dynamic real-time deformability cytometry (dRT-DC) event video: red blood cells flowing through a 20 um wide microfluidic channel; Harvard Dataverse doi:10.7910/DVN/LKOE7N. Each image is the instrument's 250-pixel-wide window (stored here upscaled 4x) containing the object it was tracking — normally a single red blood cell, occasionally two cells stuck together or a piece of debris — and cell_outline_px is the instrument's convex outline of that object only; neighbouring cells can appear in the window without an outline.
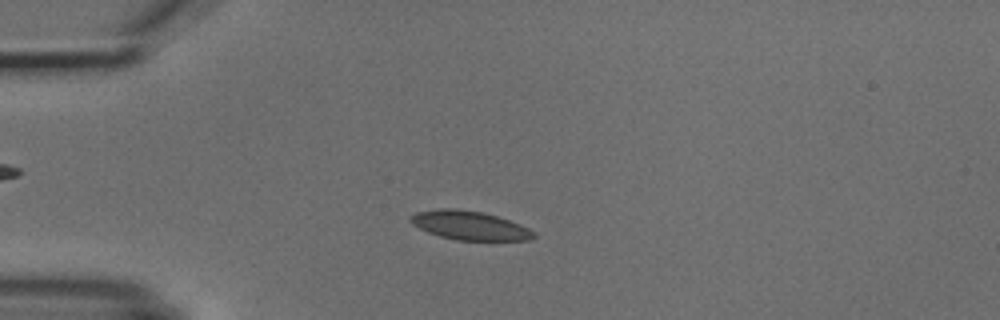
{"species": "common noctule bat (a hibernating species)", "species_latin": "Nyctalus noctula", "temperature_condition": "cold", "stored_images_in_passage": 6, "camera_frame_rate_fps": 3000, "um_per_image_px": 0.085, "animal": {"sex": "male", "body_mass_g": 18.8}, "frame": {"image": 1, "passage_image": 3, "time_ms": 2.333, "image_size_px": [1000, 320], "cell_outline_px": [[536, 236], [528, 240], [456, 240], [440, 236], [428, 232], [412, 224], [408, 220], [408, 216], [416, 212], [440, 208], [452, 208], [484, 212], [520, 224], [536, 232]], "centroid_in_image_um": [39.89, 19.15], "position_along_channel_um": 45.1, "area_um2": 20.75}}
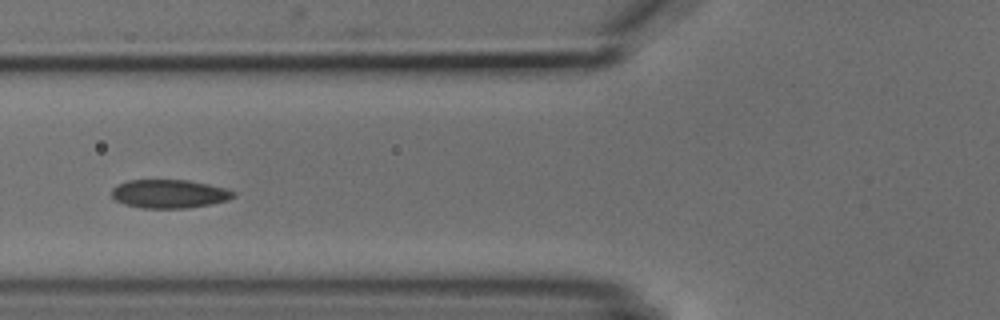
{"frame": {"image": 2, "passage_image": 5, "time_ms": 4.667, "image_size_px": [1000, 320], "cell_outline_px": [[236, 196], [228, 200], [212, 204], [188, 208], [144, 208], [124, 204], [116, 200], [112, 196], [112, 188], [116, 184], [128, 180], [188, 180], [208, 184], [224, 188], [236, 192]], "centroid_in_image_um": [14.39, 16.47], "position_along_channel_um": 111.4, "area_um2": 20.35}}
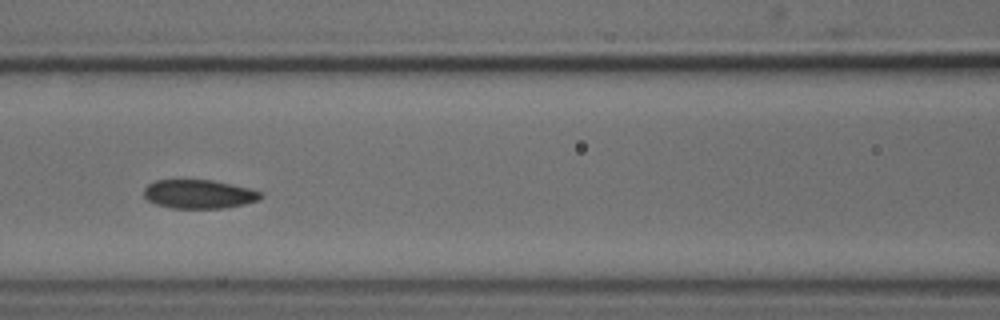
{"frame": {"image": 3, "passage_image": 6, "time_ms": 5.667, "image_size_px": [1000, 320], "cell_outline_px": [[264, 196], [260, 200], [244, 204], [224, 208], [172, 208], [156, 204], [148, 200], [144, 196], [144, 188], [148, 184], [156, 180], [212, 180], [232, 184], [264, 192]], "centroid_in_image_um": [16.94, 16.5], "position_along_channel_um": 149.7, "area_um2": 19.71}}